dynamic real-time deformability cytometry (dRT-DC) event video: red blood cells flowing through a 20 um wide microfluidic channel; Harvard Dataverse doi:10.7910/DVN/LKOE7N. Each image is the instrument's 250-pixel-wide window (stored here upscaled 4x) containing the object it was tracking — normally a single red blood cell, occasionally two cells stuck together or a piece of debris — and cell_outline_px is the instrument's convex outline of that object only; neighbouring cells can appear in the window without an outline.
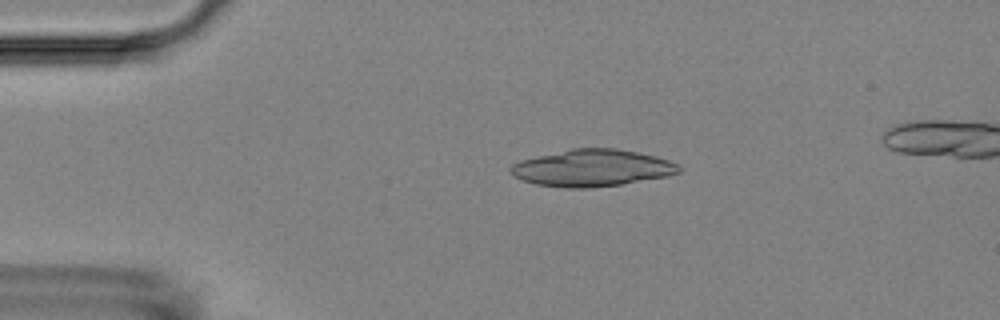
{"species": "Egyptian fruit bat (a non-hibernating species)", "species_latin": "Rousettus aegyptiacus", "temperature_condition": "room temperature", "stored_images_in_passage": 3, "camera_frame_rate_fps": 3000, "um_per_image_px": 0.085, "animal": {"sex": "female"}, "frame": {"image": 1, "passage_image": 1, "time_ms": 0.0, "image_size_px": [1000, 320], "cell_outline_px": [[680, 172], [668, 176], [620, 184], [584, 188], [564, 188], [536, 184], [512, 176], [508, 168], [512, 164], [520, 160], [572, 148], [616, 148], [640, 152], [656, 156], [668, 160], [676, 164], [680, 168]], "centroid_in_image_um": [50.3, 14.27], "position_along_channel_um": 34.7, "area_um2": 36.13}}